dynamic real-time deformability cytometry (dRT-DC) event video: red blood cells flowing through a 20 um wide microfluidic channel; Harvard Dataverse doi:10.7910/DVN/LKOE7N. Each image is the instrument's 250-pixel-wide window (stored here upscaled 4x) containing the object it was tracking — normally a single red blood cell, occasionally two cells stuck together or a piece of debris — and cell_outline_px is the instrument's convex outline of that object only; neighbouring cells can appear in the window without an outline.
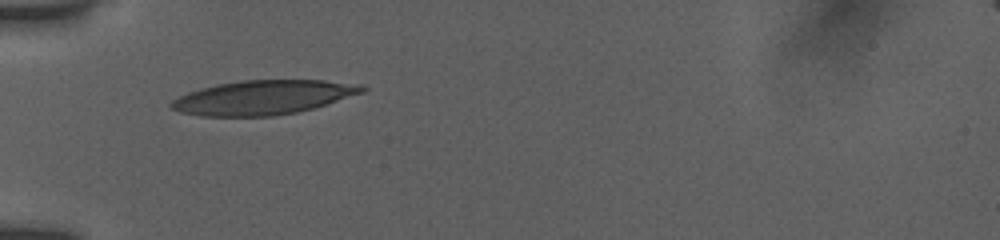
{"species": "human", "species_latin": "Homo sapiens", "temperature_condition": "room temperature", "stored_images_in_passage": 10, "camera_frame_rate_fps": 3000, "um_per_image_px": 0.085, "donor": {"sex": "female"}, "frame": {"image": 1, "passage_image": 1, "time_ms": 0.0, "image_size_px": [1000, 240], "cell_outline_px": [[368, 88], [364, 92], [312, 108], [296, 112], [272, 116], [200, 116], [180, 112], [172, 108], [168, 104], [172, 100], [188, 92], [200, 88], [216, 84], [240, 80], [324, 80], [364, 84]], "centroid_in_image_um": [22.37, 8.27], "position_along_channel_um": 62.6, "area_um2": 38.15}}
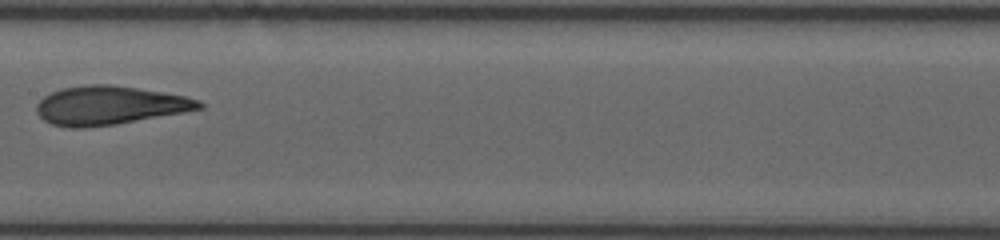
{"frame": {"image": 2, "passage_image": 6, "time_ms": 3.667, "image_size_px": [1000, 240], "cell_outline_px": [[204, 108], [184, 112], [116, 124], [84, 128], [68, 128], [52, 124], [44, 120], [36, 112], [36, 104], [44, 96], [60, 88], [88, 84], [108, 84], [136, 88], [184, 96], [200, 100], [204, 104]], "centroid_in_image_um": [9.28, 8.96], "position_along_channel_um": 198.1, "area_um2": 36.59}}
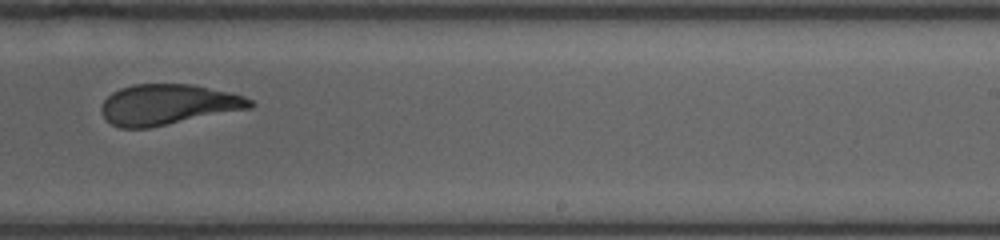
{"frame": {"image": 3, "passage_image": 9, "time_ms": 5.667, "image_size_px": [1000, 240], "cell_outline_px": [[256, 104], [252, 108], [148, 128], [120, 128], [104, 120], [100, 112], [100, 108], [104, 100], [112, 92], [120, 88], [136, 84], [192, 84], [228, 92], [244, 96], [252, 100]], "centroid_in_image_um": [14.26, 8.89], "position_along_channel_um": 274.7, "area_um2": 35.26}}